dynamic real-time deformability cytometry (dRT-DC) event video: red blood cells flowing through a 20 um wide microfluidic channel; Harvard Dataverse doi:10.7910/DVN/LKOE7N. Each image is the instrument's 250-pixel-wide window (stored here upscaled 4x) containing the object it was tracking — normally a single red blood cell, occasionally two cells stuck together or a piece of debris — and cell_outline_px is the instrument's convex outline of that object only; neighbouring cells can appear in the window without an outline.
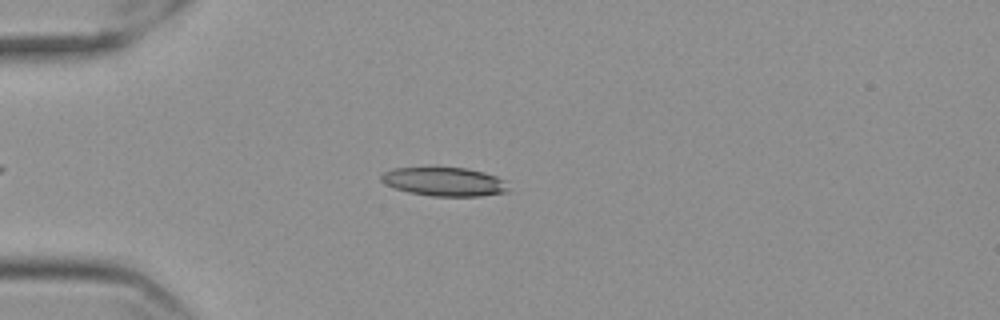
{"species": "Egyptian fruit bat (a non-hibernating species)", "species_latin": "Rousettus aegyptiacus", "temperature_condition": "cold", "stored_images_in_passage": 44, "camera_frame_rate_fps": 3000, "um_per_image_px": 0.085, "frame": {"image": 1, "passage_image": 7, "time_ms": 2.0, "image_size_px": [1000, 320], "cell_outline_px": [[508, 192], [480, 196], [432, 196], [408, 192], [384, 184], [380, 180], [380, 176], [384, 172], [392, 168], [436, 164], [468, 168], [484, 172], [508, 180]], "centroid_in_image_um": [37.75, 15.38], "position_along_channel_um": 47.2, "area_um2": 22.54}}
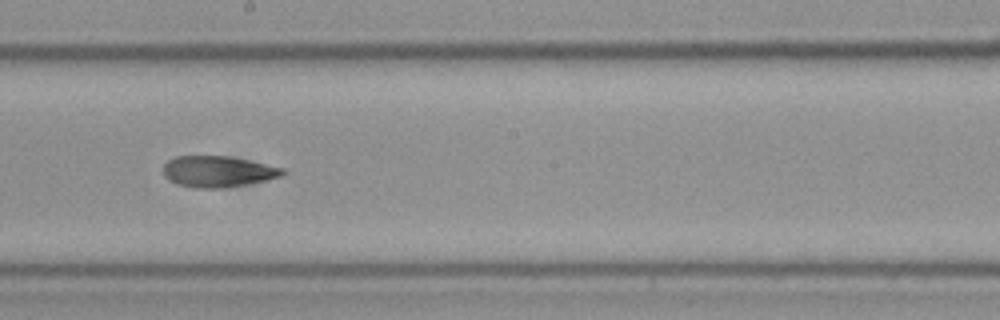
{"frame": {"image": 2, "passage_image": 24, "time_ms": 7.667, "image_size_px": [1000, 320], "cell_outline_px": [[288, 172], [280, 176], [264, 180], [244, 184], [220, 188], [196, 188], [176, 184], [168, 180], [164, 176], [164, 164], [168, 160], [176, 156], [228, 156], [284, 168]], "centroid_in_image_um": [18.48, 14.58], "position_along_channel_um": 229.7, "area_um2": 21.44}}
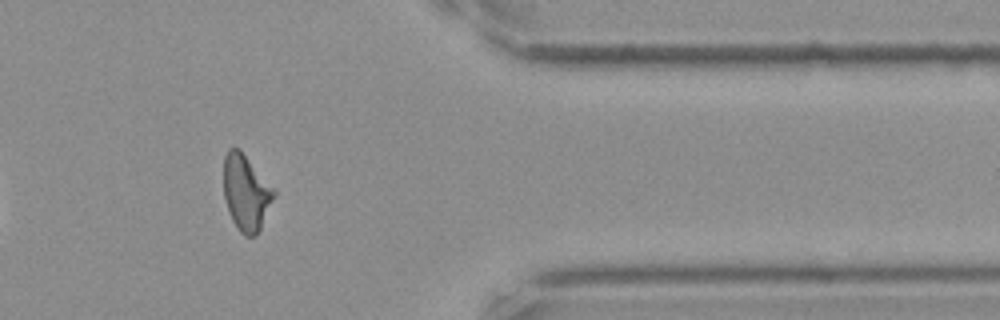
{"frame": {"image": 3, "passage_image": 39, "time_ms": 12.667, "image_size_px": [1000, 320], "cell_outline_px": [[276, 196], [256, 236], [244, 236], [236, 228], [228, 212], [224, 200], [224, 156], [228, 148], [240, 148], [276, 192]], "centroid_in_image_um": [20.9, 16.38], "position_along_channel_um": 390.5, "area_um2": 22.31}, "authors_computed_cell_mechanics": {"area_um2": 21.7617, "velocity_mm_per_s": 3.5618, "shape_relaxation_time_tau1_ms": 9.2572, "shape_relaxation_time_tau2_ms": 2.8499, "deformation_change_tau1": 0.2462, "deformation_change_tau2": 0.1115}}